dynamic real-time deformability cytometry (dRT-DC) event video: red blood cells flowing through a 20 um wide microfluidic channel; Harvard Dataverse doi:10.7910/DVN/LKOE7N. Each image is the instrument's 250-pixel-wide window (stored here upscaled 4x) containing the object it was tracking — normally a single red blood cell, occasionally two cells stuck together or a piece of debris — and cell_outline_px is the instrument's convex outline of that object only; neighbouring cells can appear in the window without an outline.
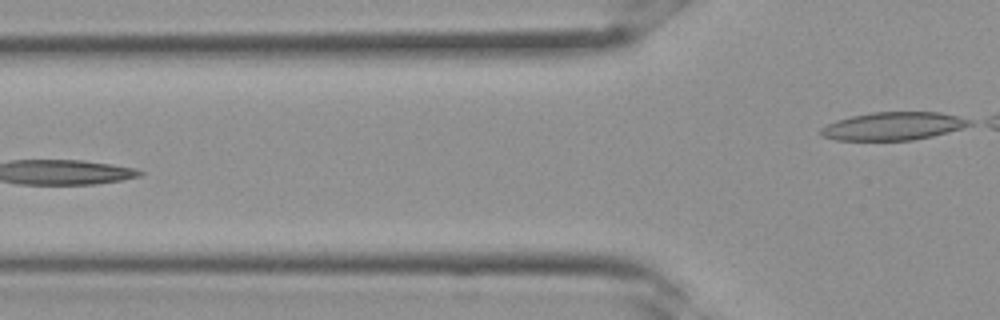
{"species": "Egyptian fruit bat (a non-hibernating species)", "species_latin": "Rousettus aegyptiacus", "temperature_condition": "room temperature", "stored_images_in_passage": 13, "segment_of_instrument_passage": [2, 2], "camera_frame_rate_fps": 3000, "um_per_image_px": 0.085, "frame": {"image": 1, "passage_image": 13, "time_ms": 4.0, "image_size_px": [1000, 320], "cell_outline_px": [[972, 124], [964, 128], [932, 136], [912, 140], [836, 140], [820, 136], [820, 128], [836, 120], [852, 116], [872, 112], [940, 112], [972, 120]], "centroid_in_image_um": [75.92, 10.72], "position_along_channel_um": 49.9, "area_um2": 24.28}}